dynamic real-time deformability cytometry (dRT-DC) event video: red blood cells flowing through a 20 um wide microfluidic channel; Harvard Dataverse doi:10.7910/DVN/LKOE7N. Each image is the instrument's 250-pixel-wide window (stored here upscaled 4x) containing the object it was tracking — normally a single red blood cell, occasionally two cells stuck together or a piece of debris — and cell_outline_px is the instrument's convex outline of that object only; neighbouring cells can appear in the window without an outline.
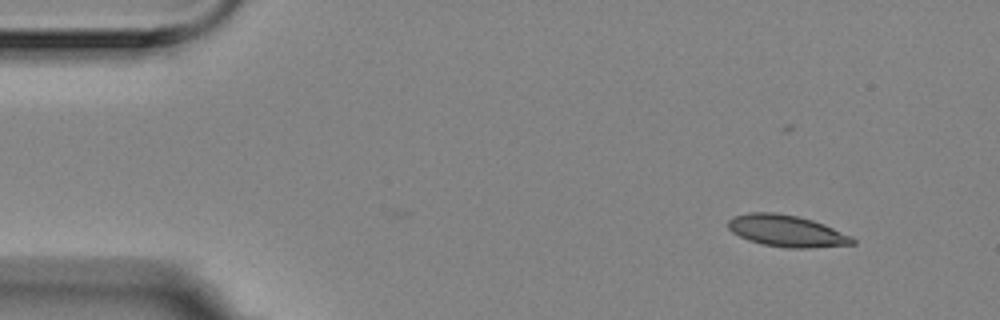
{"species": "Egyptian fruit bat (a non-hibernating species)", "species_latin": "Rousettus aegyptiacus", "temperature_condition": "room temperature", "stored_images_in_passage": 11, "camera_frame_rate_fps": 3000, "um_per_image_px": 0.085, "animal": {"sex": "female"}, "frame": {"image": 1, "passage_image": 11, "time_ms": 3.333, "image_size_px": [1000, 320], "cell_outline_px": [[856, 244], [812, 248], [788, 248], [764, 244], [748, 240], [732, 232], [728, 228], [728, 220], [732, 216], [748, 212], [776, 212], [796, 216], [812, 220], [824, 224], [852, 236], [856, 240]], "centroid_in_image_um": [66.88, 19.63], "position_along_channel_um": 18.1, "area_um2": 23.06}}